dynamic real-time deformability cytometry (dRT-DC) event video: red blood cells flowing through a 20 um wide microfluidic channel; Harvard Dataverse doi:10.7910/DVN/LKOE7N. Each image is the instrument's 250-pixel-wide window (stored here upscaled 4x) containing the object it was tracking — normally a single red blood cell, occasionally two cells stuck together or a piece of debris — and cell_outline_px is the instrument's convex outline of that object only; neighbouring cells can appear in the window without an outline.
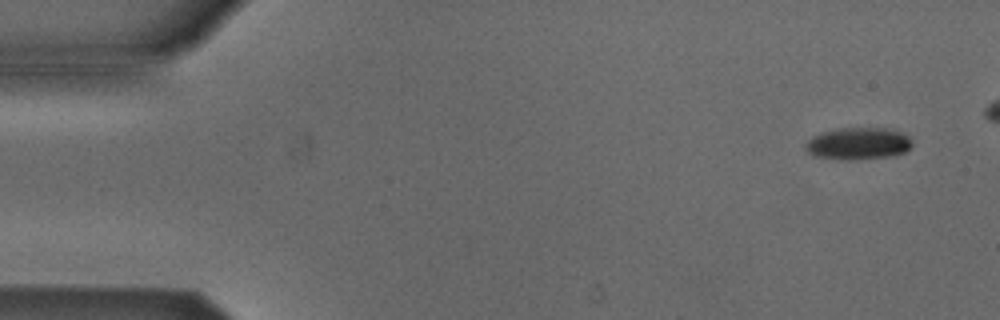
{"species": "Egyptian fruit bat (a non-hibernating species)", "species_latin": "Rousettus aegyptiacus", "temperature_condition": "cold", "stored_images_in_passage": 5, "camera_frame_rate_fps": 3000, "um_per_image_px": 0.085, "animal": {"sex": "male"}, "frame": {"image": 1, "passage_image": 1, "time_ms": 0.0, "image_size_px": [1000, 320], "cell_outline_px": [[912, 144], [904, 152], [892, 156], [848, 160], [844, 160], [812, 156], [804, 148], [804, 144], [812, 136], [820, 132], [836, 128], [892, 128], [908, 136], [912, 140]], "centroid_in_image_um": [72.9, 12.19], "position_along_channel_um": 12.1, "area_um2": 20.17}}
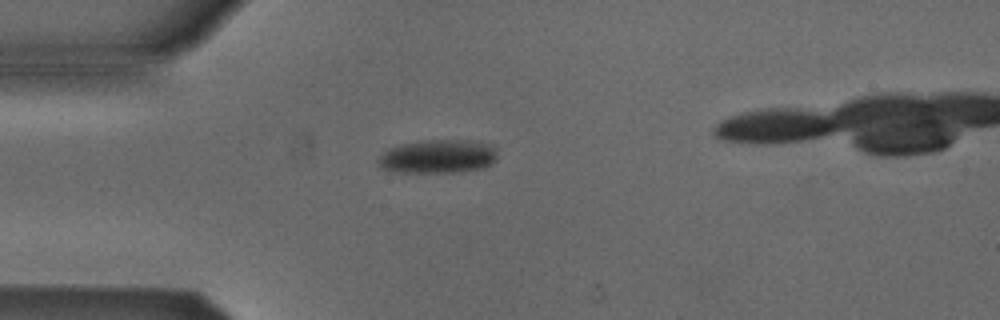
{"frame": {"image": 2, "passage_image": 4, "time_ms": 3.667, "image_size_px": [1000, 320], "cell_outline_px": [[496, 160], [492, 164], [484, 168], [456, 172], [396, 172], [380, 168], [376, 160], [388, 148], [420, 140], [472, 140], [492, 144], [496, 148]], "centroid_in_image_um": [37.24, 13.29], "position_along_channel_um": 47.8, "area_um2": 23.64}}